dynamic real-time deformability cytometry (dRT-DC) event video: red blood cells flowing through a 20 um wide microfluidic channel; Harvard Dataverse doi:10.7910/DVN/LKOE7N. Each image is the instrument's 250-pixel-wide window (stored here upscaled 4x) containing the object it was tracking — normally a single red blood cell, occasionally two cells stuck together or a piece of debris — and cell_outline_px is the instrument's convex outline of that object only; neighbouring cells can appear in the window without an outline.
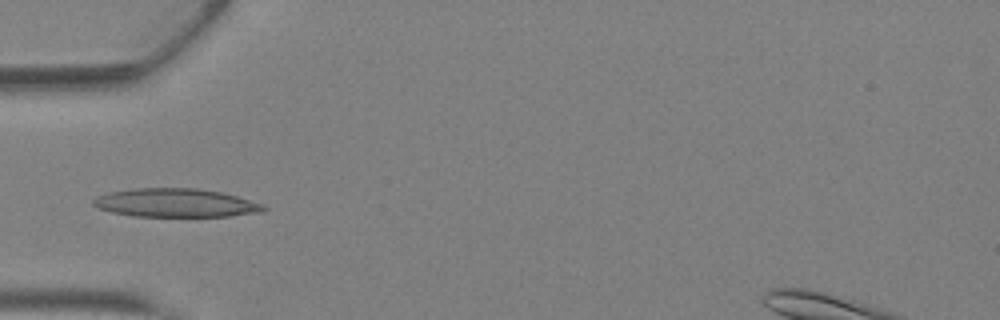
{"species": "Egyptian fruit bat (a non-hibernating species)", "species_latin": "Rousettus aegyptiacus", "temperature_condition": "warm", "stored_images_in_passage": 41, "camera_frame_rate_fps": 3000, "um_per_image_px": 0.085, "animal": {"sex": "female"}, "frame": {"image": 1, "passage_image": 13, "time_ms": 4.0, "image_size_px": [1000, 320], "cell_outline_px": [[268, 208], [264, 212], [228, 216], [136, 216], [112, 212], [96, 208], [92, 204], [92, 200], [96, 196], [108, 192], [136, 188], [196, 188], [224, 192], [264, 204]], "centroid_in_image_um": [14.95, 17.24], "position_along_channel_um": 70.0, "area_um2": 28.55}}
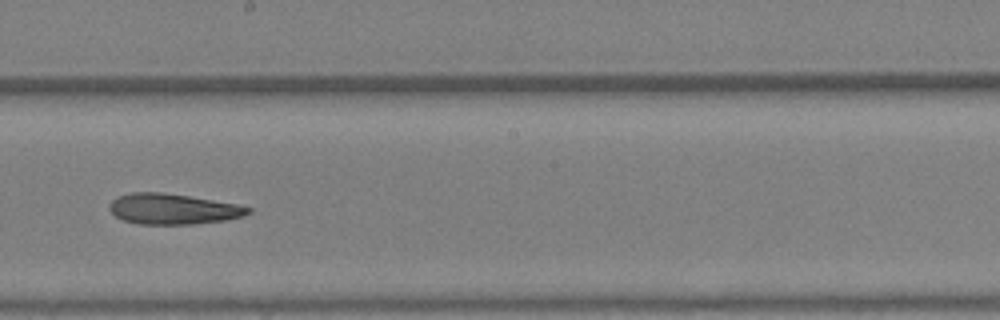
{"frame": {"image": 2, "passage_image": 23, "time_ms": 7.333, "image_size_px": [1000, 320], "cell_outline_px": [[252, 212], [240, 216], [224, 220], [196, 224], [140, 224], [124, 220], [116, 216], [108, 208], [108, 204], [116, 196], [132, 192], [160, 192], [188, 196], [240, 204], [252, 208]], "centroid_in_image_um": [14.69, 17.75], "position_along_channel_um": 233.5, "area_um2": 24.74}}
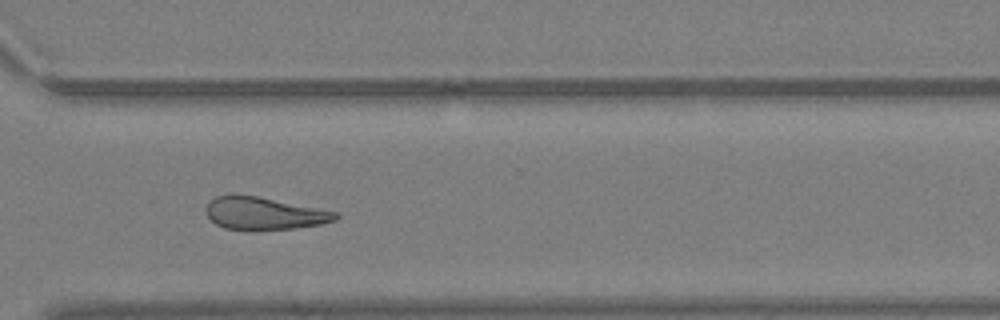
{"frame": {"image": 3, "passage_image": 30, "time_ms": 9.667, "image_size_px": [1000, 320], "cell_outline_px": [[340, 216], [336, 220], [320, 224], [296, 228], [224, 228], [216, 224], [208, 216], [204, 208], [208, 200], [216, 196], [256, 196], [340, 212]], "centroid_in_image_um": [22.48, 18.12], "position_along_channel_um": 348.1, "area_um2": 23.87}, "authors_computed_cell_mechanics": {"area_um2": 26.7036, "velocity_mm_per_s": 4.9084, "shape_relaxation_time_tau1_ms": null, "shape_relaxation_time_tau2_ms": 7.3634, "deformation_change_tau1": null, "deformation_change_tau2": 0.2297}}